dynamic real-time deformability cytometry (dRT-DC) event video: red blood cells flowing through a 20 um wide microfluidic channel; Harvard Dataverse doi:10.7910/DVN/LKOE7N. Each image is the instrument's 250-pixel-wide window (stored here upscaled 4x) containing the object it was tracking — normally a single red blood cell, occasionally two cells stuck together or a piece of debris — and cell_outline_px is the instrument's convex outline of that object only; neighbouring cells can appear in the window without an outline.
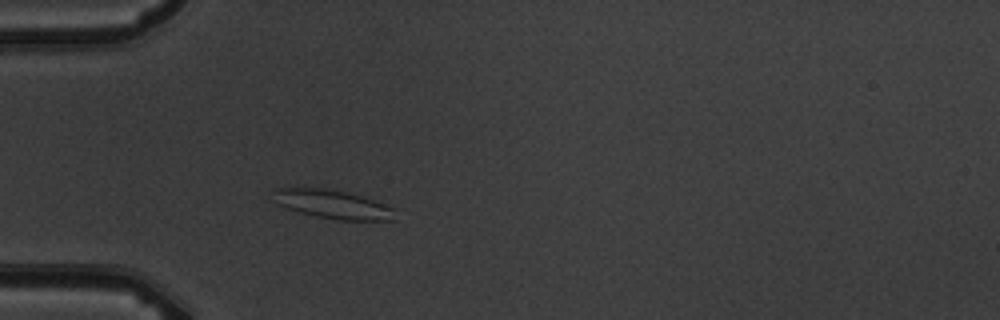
{"species": "common noctule bat (a hibernating species)", "species_latin": "Nyctalus noctula", "temperature_condition": "warm", "stored_images_in_passage": 3, "camera_frame_rate_fps": 3000, "um_per_image_px": 0.085, "animal": {"sex": "male", "body_mass_g": 19.5, "forearm_length_mm": 54.6}, "frame": {"image": 1, "passage_image": 3, "time_ms": 2.333, "image_size_px": [1000, 320], "cell_outline_px": [[396, 220], [336, 220], [316, 216], [284, 208], [276, 204], [276, 188], [324, 188], [348, 192], [396, 208]], "centroid_in_image_um": [28.34, 17.38], "position_along_channel_um": 56.7, "area_um2": 20.29}}